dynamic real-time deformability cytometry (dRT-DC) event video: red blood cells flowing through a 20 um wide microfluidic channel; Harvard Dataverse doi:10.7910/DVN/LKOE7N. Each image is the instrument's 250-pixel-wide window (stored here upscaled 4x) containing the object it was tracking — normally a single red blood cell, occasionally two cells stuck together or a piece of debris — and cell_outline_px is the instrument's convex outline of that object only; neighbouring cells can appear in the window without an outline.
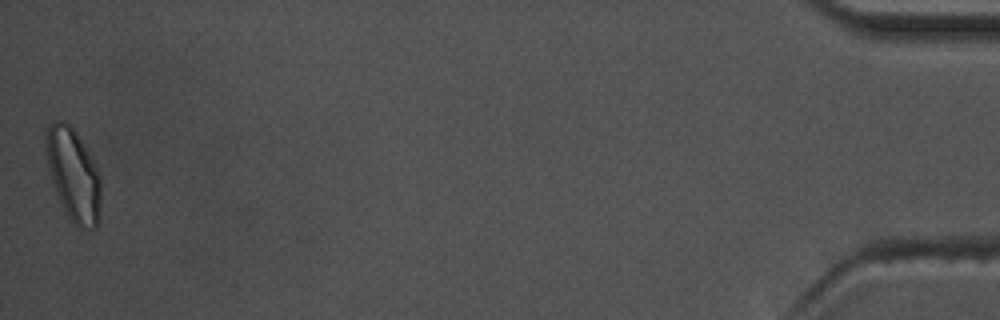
{"species": "common noctule bat (a hibernating species)", "species_latin": "Nyctalus noctula", "temperature_condition": "warm", "stored_images_in_passage": 47, "camera_frame_rate_fps": 3000, "um_per_image_px": 0.085, "animal": {"sex": "male", "body_mass_g": 17.5, "forearm_length_mm": 52.3}, "frame": {"image": 1, "passage_image": 47, "time_ms": 15.333, "image_size_px": [1000, 320], "cell_outline_px": [[100, 216], [96, 228], [80, 228], [68, 216], [56, 192], [52, 180], [44, 148], [44, 140], [48, 124], [56, 120], [64, 120], [76, 132], [92, 160], [100, 176]], "centroid_in_image_um": [6.22, 14.82], "position_along_channel_um": 429.0, "area_um2": 29.25}, "authors_computed_cell_mechanics": {"area_um2": 20.1144, "velocity_mm_per_s": 3.7055, "shape_relaxation_time_tau1_ms": 3.5055, "shape_relaxation_time_tau2_ms": 2.1125, "deformation_change_tau1": 0.1316, "deformation_change_tau2": 0.0767}}